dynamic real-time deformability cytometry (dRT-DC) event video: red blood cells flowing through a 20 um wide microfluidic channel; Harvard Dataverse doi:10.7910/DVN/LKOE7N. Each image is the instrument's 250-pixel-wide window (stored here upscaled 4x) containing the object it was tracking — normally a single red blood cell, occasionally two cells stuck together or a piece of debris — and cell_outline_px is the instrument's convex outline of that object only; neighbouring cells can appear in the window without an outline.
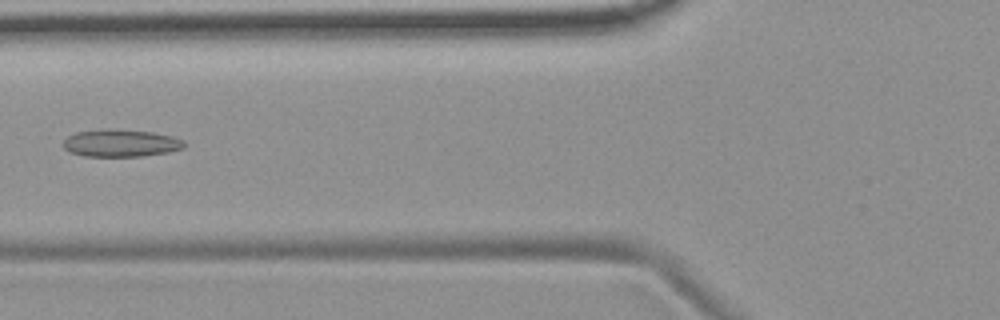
{"species": "common noctule bat (a hibernating species)", "species_latin": "Nyctalus noctula", "temperature_condition": "room temperature", "stored_images_in_passage": 5, "camera_frame_rate_fps": 3000, "um_per_image_px": 0.085, "animal": {"sex": "female", "body_mass_g": 19.9}, "frame": {"image": 1, "passage_image": 5, "time_ms": 4.333, "image_size_px": [1000, 320], "cell_outline_px": [[188, 144], [184, 148], [168, 152], [144, 156], [84, 156], [68, 152], [64, 148], [64, 140], [68, 136], [76, 132], [104, 128], [108, 128], [152, 132], [172, 136], [184, 140]], "centroid_in_image_um": [10.28, 12.16], "position_along_channel_um": 115.5, "area_um2": 19.54}}